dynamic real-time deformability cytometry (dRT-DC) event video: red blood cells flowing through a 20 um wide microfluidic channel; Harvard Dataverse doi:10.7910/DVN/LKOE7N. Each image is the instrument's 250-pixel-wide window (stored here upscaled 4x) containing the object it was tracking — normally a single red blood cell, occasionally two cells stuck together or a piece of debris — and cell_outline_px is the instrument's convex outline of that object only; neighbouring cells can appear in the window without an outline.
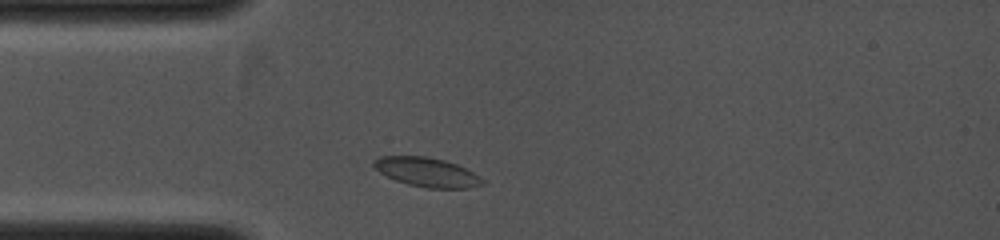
{"species": "common noctule bat (a hibernating species)", "species_latin": "Nyctalus noctula", "temperature_condition": "cold", "stored_images_in_passage": 2, "camera_frame_rate_fps": 4000, "um_per_image_px": 0.085, "animal": {"sex": "female", "body_mass_g": 19.0, "forearm_length_mm": 53.3}, "frame": {"image": 1, "passage_image": 1, "time_ms": 0.0, "image_size_px": [1000, 240], "cell_outline_px": [[484, 184], [468, 188], [428, 188], [408, 184], [396, 180], [380, 172], [372, 164], [372, 160], [380, 156], [428, 156], [444, 160], [456, 164], [480, 176], [484, 180]], "centroid_in_image_um": [36.28, 14.62], "position_along_channel_um": 48.7, "area_um2": 18.38}}